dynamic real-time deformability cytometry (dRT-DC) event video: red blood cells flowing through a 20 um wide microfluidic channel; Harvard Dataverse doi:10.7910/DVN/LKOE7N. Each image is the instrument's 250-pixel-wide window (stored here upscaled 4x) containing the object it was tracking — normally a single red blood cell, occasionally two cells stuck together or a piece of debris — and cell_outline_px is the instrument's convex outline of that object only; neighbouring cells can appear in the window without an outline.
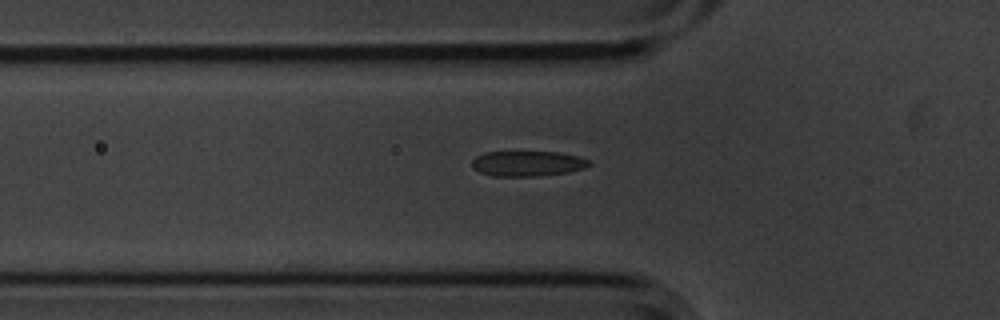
{"species": "common noctule bat (a hibernating species)", "species_latin": "Nyctalus noctula", "temperature_condition": "cold", "stored_images_in_passage": 39, "camera_frame_rate_fps": 3000, "um_per_image_px": 0.085, "animal": {"sex": "male", "body_mass_g": 20.1, "forearm_length_mm": 53.5}, "frame": {"image": 1, "passage_image": 2, "time_ms": 0.333, "image_size_px": [1000, 320], "cell_outline_px": [[592, 164], [584, 168], [568, 172], [540, 176], [492, 176], [480, 172], [472, 168], [472, 160], [476, 156], [484, 152], [560, 152], [580, 156], [588, 160]], "centroid_in_image_um": [44.84, 13.9], "position_along_channel_um": 81.0, "area_um2": 17.4}}
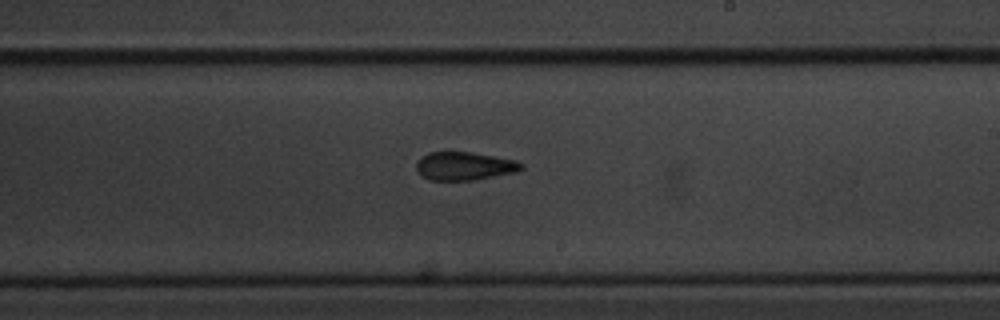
{"frame": {"image": 2, "passage_image": 16, "time_ms": 5.0, "image_size_px": [1000, 320], "cell_outline_px": [[524, 168], [516, 172], [472, 180], [428, 180], [416, 168], [416, 164], [428, 152], [472, 152], [516, 160], [524, 164]], "centroid_in_image_um": [39.52, 14.11], "position_along_channel_um": 249.5, "area_um2": 17.11}}
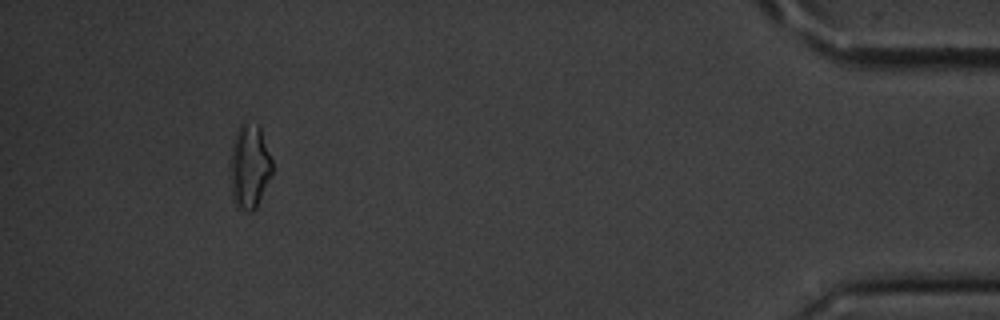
{"frame": {"image": 3, "passage_image": 35, "time_ms": 11.333, "image_size_px": [1000, 320], "cell_outline_px": [[272, 172], [256, 208], [252, 212], [248, 212], [236, 208], [232, 200], [228, 164], [232, 144], [236, 132], [240, 124], [244, 120], [256, 124], [260, 128], [272, 160]], "centroid_in_image_um": [21.15, 14.16], "position_along_channel_um": 414.0, "area_um2": 21.15}, "authors_computed_cell_mechanics": {"area_um2": 17.629, "velocity_mm_per_s": 3.5924, "shape_relaxation_time_tau1_ms": 3.6893, "shape_relaxation_time_tau2_ms": 1.6562, "deformation_change_tau1": 0.1042, "deformation_change_tau2": 0.0818}}